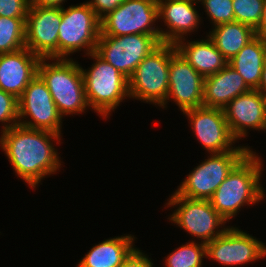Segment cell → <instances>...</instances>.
<instances>
[{
    "mask_svg": "<svg viewBox=\"0 0 266 267\" xmlns=\"http://www.w3.org/2000/svg\"><path fill=\"white\" fill-rule=\"evenodd\" d=\"M146 255L136 248L120 267H153L152 260Z\"/></svg>",
    "mask_w": 266,
    "mask_h": 267,
    "instance_id": "obj_31",
    "label": "cell"
},
{
    "mask_svg": "<svg viewBox=\"0 0 266 267\" xmlns=\"http://www.w3.org/2000/svg\"><path fill=\"white\" fill-rule=\"evenodd\" d=\"M264 0H233V11L236 22L257 29L261 22Z\"/></svg>",
    "mask_w": 266,
    "mask_h": 267,
    "instance_id": "obj_26",
    "label": "cell"
},
{
    "mask_svg": "<svg viewBox=\"0 0 266 267\" xmlns=\"http://www.w3.org/2000/svg\"><path fill=\"white\" fill-rule=\"evenodd\" d=\"M134 235L115 236L93 246L76 267H120L136 249Z\"/></svg>",
    "mask_w": 266,
    "mask_h": 267,
    "instance_id": "obj_21",
    "label": "cell"
},
{
    "mask_svg": "<svg viewBox=\"0 0 266 267\" xmlns=\"http://www.w3.org/2000/svg\"><path fill=\"white\" fill-rule=\"evenodd\" d=\"M263 161L250 151L228 174L209 199L213 208L227 221L235 217L241 207L252 206L265 198L260 184Z\"/></svg>",
    "mask_w": 266,
    "mask_h": 267,
    "instance_id": "obj_2",
    "label": "cell"
},
{
    "mask_svg": "<svg viewBox=\"0 0 266 267\" xmlns=\"http://www.w3.org/2000/svg\"><path fill=\"white\" fill-rule=\"evenodd\" d=\"M206 38L186 42L183 38L175 43L176 50L204 78L216 74L228 64L208 35Z\"/></svg>",
    "mask_w": 266,
    "mask_h": 267,
    "instance_id": "obj_20",
    "label": "cell"
},
{
    "mask_svg": "<svg viewBox=\"0 0 266 267\" xmlns=\"http://www.w3.org/2000/svg\"><path fill=\"white\" fill-rule=\"evenodd\" d=\"M183 114L190 121L193 134L209 154L236 148L237 140L231 134L223 109L200 106L185 110Z\"/></svg>",
    "mask_w": 266,
    "mask_h": 267,
    "instance_id": "obj_13",
    "label": "cell"
},
{
    "mask_svg": "<svg viewBox=\"0 0 266 267\" xmlns=\"http://www.w3.org/2000/svg\"><path fill=\"white\" fill-rule=\"evenodd\" d=\"M29 0H0V16L27 17Z\"/></svg>",
    "mask_w": 266,
    "mask_h": 267,
    "instance_id": "obj_29",
    "label": "cell"
},
{
    "mask_svg": "<svg viewBox=\"0 0 266 267\" xmlns=\"http://www.w3.org/2000/svg\"><path fill=\"white\" fill-rule=\"evenodd\" d=\"M167 201L165 208L166 205L169 208L177 206L168 218L169 221L202 243L212 241L229 228L225 226L227 221L213 208L209 200L190 199L174 192Z\"/></svg>",
    "mask_w": 266,
    "mask_h": 267,
    "instance_id": "obj_8",
    "label": "cell"
},
{
    "mask_svg": "<svg viewBox=\"0 0 266 267\" xmlns=\"http://www.w3.org/2000/svg\"><path fill=\"white\" fill-rule=\"evenodd\" d=\"M26 18L0 16V54L12 53L25 47Z\"/></svg>",
    "mask_w": 266,
    "mask_h": 267,
    "instance_id": "obj_24",
    "label": "cell"
},
{
    "mask_svg": "<svg viewBox=\"0 0 266 267\" xmlns=\"http://www.w3.org/2000/svg\"><path fill=\"white\" fill-rule=\"evenodd\" d=\"M66 0H29L30 6L44 7V8H63V2Z\"/></svg>",
    "mask_w": 266,
    "mask_h": 267,
    "instance_id": "obj_32",
    "label": "cell"
},
{
    "mask_svg": "<svg viewBox=\"0 0 266 267\" xmlns=\"http://www.w3.org/2000/svg\"><path fill=\"white\" fill-rule=\"evenodd\" d=\"M211 20L212 27L235 21L233 0H200Z\"/></svg>",
    "mask_w": 266,
    "mask_h": 267,
    "instance_id": "obj_27",
    "label": "cell"
},
{
    "mask_svg": "<svg viewBox=\"0 0 266 267\" xmlns=\"http://www.w3.org/2000/svg\"><path fill=\"white\" fill-rule=\"evenodd\" d=\"M208 37L227 61H230L255 36V30L240 22L212 27Z\"/></svg>",
    "mask_w": 266,
    "mask_h": 267,
    "instance_id": "obj_23",
    "label": "cell"
},
{
    "mask_svg": "<svg viewBox=\"0 0 266 267\" xmlns=\"http://www.w3.org/2000/svg\"><path fill=\"white\" fill-rule=\"evenodd\" d=\"M49 60L54 62L49 63ZM37 75L49 89L63 117L85 113L86 108H89L85 96L84 78L78 61L72 58H41Z\"/></svg>",
    "mask_w": 266,
    "mask_h": 267,
    "instance_id": "obj_3",
    "label": "cell"
},
{
    "mask_svg": "<svg viewBox=\"0 0 266 267\" xmlns=\"http://www.w3.org/2000/svg\"><path fill=\"white\" fill-rule=\"evenodd\" d=\"M266 257V245L238 227L227 230L206 243V258L231 267L250 264Z\"/></svg>",
    "mask_w": 266,
    "mask_h": 267,
    "instance_id": "obj_12",
    "label": "cell"
},
{
    "mask_svg": "<svg viewBox=\"0 0 266 267\" xmlns=\"http://www.w3.org/2000/svg\"><path fill=\"white\" fill-rule=\"evenodd\" d=\"M258 91H260L261 93H263L264 95H266V58L264 61V65H263V69H262V73H261V79L259 82V86H258Z\"/></svg>",
    "mask_w": 266,
    "mask_h": 267,
    "instance_id": "obj_34",
    "label": "cell"
},
{
    "mask_svg": "<svg viewBox=\"0 0 266 267\" xmlns=\"http://www.w3.org/2000/svg\"><path fill=\"white\" fill-rule=\"evenodd\" d=\"M87 2L90 4L91 9L96 13L97 17L101 20L125 2V0H89Z\"/></svg>",
    "mask_w": 266,
    "mask_h": 267,
    "instance_id": "obj_30",
    "label": "cell"
},
{
    "mask_svg": "<svg viewBox=\"0 0 266 267\" xmlns=\"http://www.w3.org/2000/svg\"><path fill=\"white\" fill-rule=\"evenodd\" d=\"M251 91L244 78L230 65L204 78L203 106L223 109L239 95Z\"/></svg>",
    "mask_w": 266,
    "mask_h": 267,
    "instance_id": "obj_19",
    "label": "cell"
},
{
    "mask_svg": "<svg viewBox=\"0 0 266 267\" xmlns=\"http://www.w3.org/2000/svg\"><path fill=\"white\" fill-rule=\"evenodd\" d=\"M178 1H191V2L199 3L200 0H178Z\"/></svg>",
    "mask_w": 266,
    "mask_h": 267,
    "instance_id": "obj_35",
    "label": "cell"
},
{
    "mask_svg": "<svg viewBox=\"0 0 266 267\" xmlns=\"http://www.w3.org/2000/svg\"><path fill=\"white\" fill-rule=\"evenodd\" d=\"M174 43H161L136 67L129 78V96L159 107L168 96L170 58L176 52Z\"/></svg>",
    "mask_w": 266,
    "mask_h": 267,
    "instance_id": "obj_5",
    "label": "cell"
},
{
    "mask_svg": "<svg viewBox=\"0 0 266 267\" xmlns=\"http://www.w3.org/2000/svg\"><path fill=\"white\" fill-rule=\"evenodd\" d=\"M157 3L158 19H161L167 26L165 30L159 28L162 43L175 44L185 38L187 33L194 32L199 28L202 17L195 8L196 2L157 0Z\"/></svg>",
    "mask_w": 266,
    "mask_h": 267,
    "instance_id": "obj_18",
    "label": "cell"
},
{
    "mask_svg": "<svg viewBox=\"0 0 266 267\" xmlns=\"http://www.w3.org/2000/svg\"><path fill=\"white\" fill-rule=\"evenodd\" d=\"M87 56L95 62L89 69L81 67L86 100L90 109L106 119L123 100L130 99L129 79L95 51Z\"/></svg>",
    "mask_w": 266,
    "mask_h": 267,
    "instance_id": "obj_4",
    "label": "cell"
},
{
    "mask_svg": "<svg viewBox=\"0 0 266 267\" xmlns=\"http://www.w3.org/2000/svg\"><path fill=\"white\" fill-rule=\"evenodd\" d=\"M256 36L266 41V0H264L261 22L255 30Z\"/></svg>",
    "mask_w": 266,
    "mask_h": 267,
    "instance_id": "obj_33",
    "label": "cell"
},
{
    "mask_svg": "<svg viewBox=\"0 0 266 267\" xmlns=\"http://www.w3.org/2000/svg\"><path fill=\"white\" fill-rule=\"evenodd\" d=\"M225 119L236 140L248 136V130L266 131V95L251 90L230 101L224 108Z\"/></svg>",
    "mask_w": 266,
    "mask_h": 267,
    "instance_id": "obj_16",
    "label": "cell"
},
{
    "mask_svg": "<svg viewBox=\"0 0 266 267\" xmlns=\"http://www.w3.org/2000/svg\"><path fill=\"white\" fill-rule=\"evenodd\" d=\"M101 22L88 2L61 9L58 32V58L68 59L74 52L89 55L96 50ZM69 56V57H68Z\"/></svg>",
    "mask_w": 266,
    "mask_h": 267,
    "instance_id": "obj_6",
    "label": "cell"
},
{
    "mask_svg": "<svg viewBox=\"0 0 266 267\" xmlns=\"http://www.w3.org/2000/svg\"><path fill=\"white\" fill-rule=\"evenodd\" d=\"M165 258V267H202V260L206 258V244L191 240Z\"/></svg>",
    "mask_w": 266,
    "mask_h": 267,
    "instance_id": "obj_25",
    "label": "cell"
},
{
    "mask_svg": "<svg viewBox=\"0 0 266 267\" xmlns=\"http://www.w3.org/2000/svg\"><path fill=\"white\" fill-rule=\"evenodd\" d=\"M18 102L19 125L62 134L63 116L59 113L49 89L38 75L24 89Z\"/></svg>",
    "mask_w": 266,
    "mask_h": 267,
    "instance_id": "obj_11",
    "label": "cell"
},
{
    "mask_svg": "<svg viewBox=\"0 0 266 267\" xmlns=\"http://www.w3.org/2000/svg\"><path fill=\"white\" fill-rule=\"evenodd\" d=\"M61 8L29 6L25 47L40 58H58V32Z\"/></svg>",
    "mask_w": 266,
    "mask_h": 267,
    "instance_id": "obj_14",
    "label": "cell"
},
{
    "mask_svg": "<svg viewBox=\"0 0 266 267\" xmlns=\"http://www.w3.org/2000/svg\"><path fill=\"white\" fill-rule=\"evenodd\" d=\"M161 43V34L100 35L95 52L129 79Z\"/></svg>",
    "mask_w": 266,
    "mask_h": 267,
    "instance_id": "obj_9",
    "label": "cell"
},
{
    "mask_svg": "<svg viewBox=\"0 0 266 267\" xmlns=\"http://www.w3.org/2000/svg\"><path fill=\"white\" fill-rule=\"evenodd\" d=\"M168 80V96L162 109L170 100L181 112L203 106L204 77L178 51L170 58Z\"/></svg>",
    "mask_w": 266,
    "mask_h": 267,
    "instance_id": "obj_15",
    "label": "cell"
},
{
    "mask_svg": "<svg viewBox=\"0 0 266 267\" xmlns=\"http://www.w3.org/2000/svg\"><path fill=\"white\" fill-rule=\"evenodd\" d=\"M18 99L2 89H0V122H2L1 132L9 130L18 125Z\"/></svg>",
    "mask_w": 266,
    "mask_h": 267,
    "instance_id": "obj_28",
    "label": "cell"
},
{
    "mask_svg": "<svg viewBox=\"0 0 266 267\" xmlns=\"http://www.w3.org/2000/svg\"><path fill=\"white\" fill-rule=\"evenodd\" d=\"M0 133L2 151L16 175L30 188H36L45 176L57 174L61 168L62 162L53 144L54 140L56 144L61 142L60 134L19 124Z\"/></svg>",
    "mask_w": 266,
    "mask_h": 267,
    "instance_id": "obj_1",
    "label": "cell"
},
{
    "mask_svg": "<svg viewBox=\"0 0 266 267\" xmlns=\"http://www.w3.org/2000/svg\"><path fill=\"white\" fill-rule=\"evenodd\" d=\"M265 58L266 41L259 36H255L228 61V65L244 78L251 90H257Z\"/></svg>",
    "mask_w": 266,
    "mask_h": 267,
    "instance_id": "obj_22",
    "label": "cell"
},
{
    "mask_svg": "<svg viewBox=\"0 0 266 267\" xmlns=\"http://www.w3.org/2000/svg\"><path fill=\"white\" fill-rule=\"evenodd\" d=\"M157 20V0H125L100 20V35L160 34Z\"/></svg>",
    "mask_w": 266,
    "mask_h": 267,
    "instance_id": "obj_10",
    "label": "cell"
},
{
    "mask_svg": "<svg viewBox=\"0 0 266 267\" xmlns=\"http://www.w3.org/2000/svg\"><path fill=\"white\" fill-rule=\"evenodd\" d=\"M40 57L24 47L0 54V89L19 99L37 75Z\"/></svg>",
    "mask_w": 266,
    "mask_h": 267,
    "instance_id": "obj_17",
    "label": "cell"
},
{
    "mask_svg": "<svg viewBox=\"0 0 266 267\" xmlns=\"http://www.w3.org/2000/svg\"><path fill=\"white\" fill-rule=\"evenodd\" d=\"M249 146L212 153L187 175L175 192L190 199L209 200L233 168L250 152Z\"/></svg>",
    "mask_w": 266,
    "mask_h": 267,
    "instance_id": "obj_7",
    "label": "cell"
}]
</instances>
